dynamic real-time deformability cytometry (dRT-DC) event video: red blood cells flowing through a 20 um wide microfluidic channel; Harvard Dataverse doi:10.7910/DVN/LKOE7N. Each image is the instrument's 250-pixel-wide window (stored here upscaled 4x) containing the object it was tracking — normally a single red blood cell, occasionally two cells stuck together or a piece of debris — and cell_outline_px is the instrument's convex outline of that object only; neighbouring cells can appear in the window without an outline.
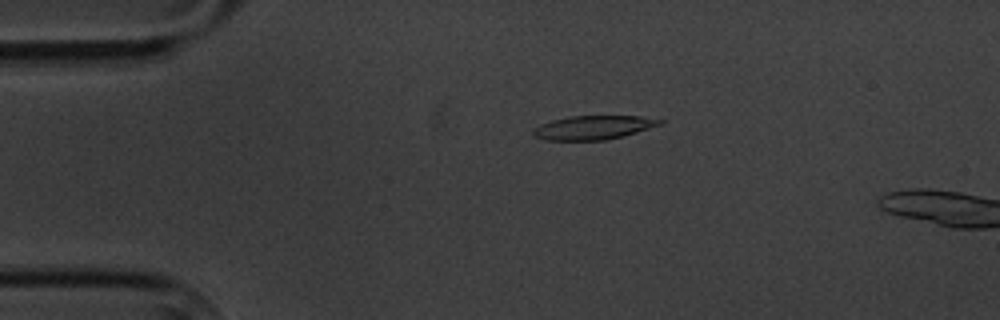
{"species": "common noctule bat (a hibernating species)", "species_latin": "Nyctalus noctula", "temperature_condition": "cold", "stored_images_in_passage": 4, "camera_frame_rate_fps": 3000, "um_per_image_px": 0.085, "animal": {"sex": "male", "body_mass_g": 20.1, "forearm_length_mm": 53.5}, "frame": {"image": 1, "passage_image": 2, "time_ms": 1.333, "image_size_px": [1000, 320], "cell_outline_px": [[664, 124], [624, 136], [604, 140], [544, 140], [532, 136], [532, 128], [540, 124], [552, 120], [568, 116], [640, 116], [664, 120]], "centroid_in_image_um": [50.42, 10.84], "position_along_channel_um": 34.6, "area_um2": 17.86}}